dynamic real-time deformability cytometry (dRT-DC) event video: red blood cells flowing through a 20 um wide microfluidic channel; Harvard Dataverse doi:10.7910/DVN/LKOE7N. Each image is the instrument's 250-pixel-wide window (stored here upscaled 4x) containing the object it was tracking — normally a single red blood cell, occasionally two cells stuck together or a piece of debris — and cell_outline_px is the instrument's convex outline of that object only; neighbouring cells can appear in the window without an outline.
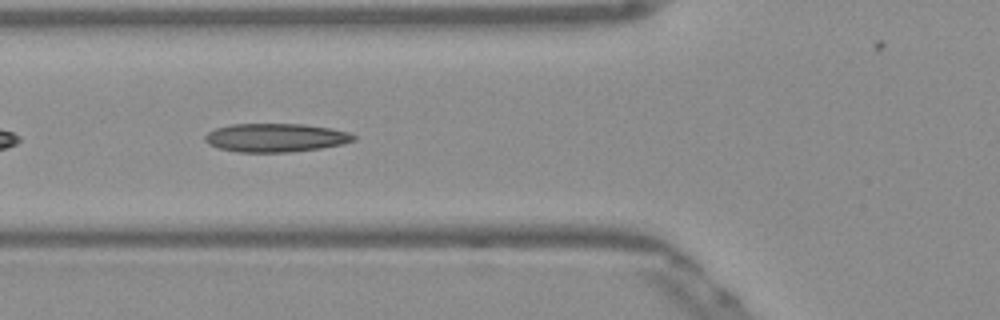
{"species": "Egyptian fruit bat (a non-hibernating species)", "species_latin": "Rousettus aegyptiacus", "temperature_condition": "warm", "stored_images_in_passage": 14, "camera_frame_rate_fps": 3000, "um_per_image_px": 0.085, "frame": {"image": 1, "passage_image": 5, "time_ms": 1.333, "image_size_px": [1000, 320], "cell_outline_px": [[356, 140], [340, 144], [320, 148], [288, 152], [236, 152], [216, 148], [208, 144], [204, 140], [204, 136], [208, 132], [216, 128], [232, 124], [304, 124], [332, 128], [348, 132], [356, 136]], "centroid_in_image_um": [23.4, 11.7], "position_along_channel_um": 102.4, "area_um2": 24.8}}
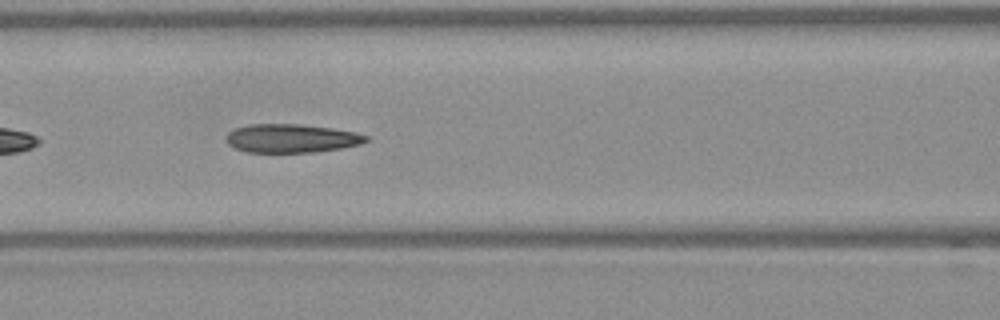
{"frame": {"image": 2, "passage_image": 8, "time_ms": 2.333, "image_size_px": [1000, 320], "cell_outline_px": [[372, 140], [360, 144], [340, 148], [316, 152], [248, 152], [236, 148], [228, 144], [224, 136], [228, 132], [236, 128], [248, 124], [296, 124], [332, 128], [356, 132], [368, 136]], "centroid_in_image_um": [24.78, 11.75], "position_along_channel_um": 141.8, "area_um2": 23.35}}
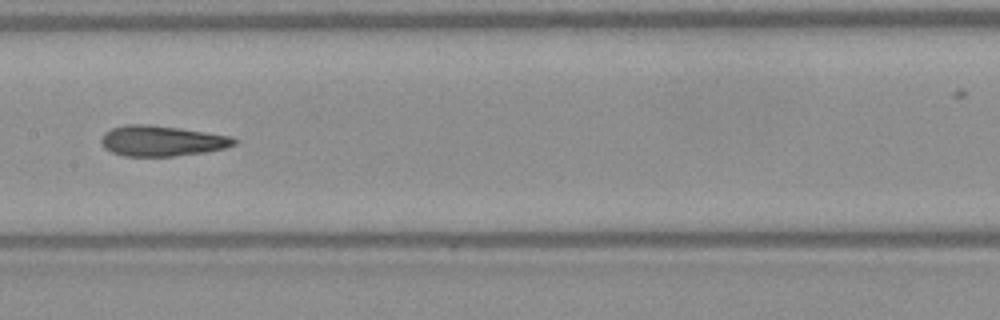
{"frame": {"image": 3, "passage_image": 12, "time_ms": 3.667, "image_size_px": [1000, 320], "cell_outline_px": [[240, 140], [236, 144], [224, 148], [204, 152], [172, 156], [124, 156], [112, 152], [104, 148], [100, 140], [104, 132], [112, 128], [128, 124], [148, 124], [180, 128], [228, 136]], "centroid_in_image_um": [13.72, 11.97], "position_along_channel_um": 193.7, "area_um2": 23.52}}